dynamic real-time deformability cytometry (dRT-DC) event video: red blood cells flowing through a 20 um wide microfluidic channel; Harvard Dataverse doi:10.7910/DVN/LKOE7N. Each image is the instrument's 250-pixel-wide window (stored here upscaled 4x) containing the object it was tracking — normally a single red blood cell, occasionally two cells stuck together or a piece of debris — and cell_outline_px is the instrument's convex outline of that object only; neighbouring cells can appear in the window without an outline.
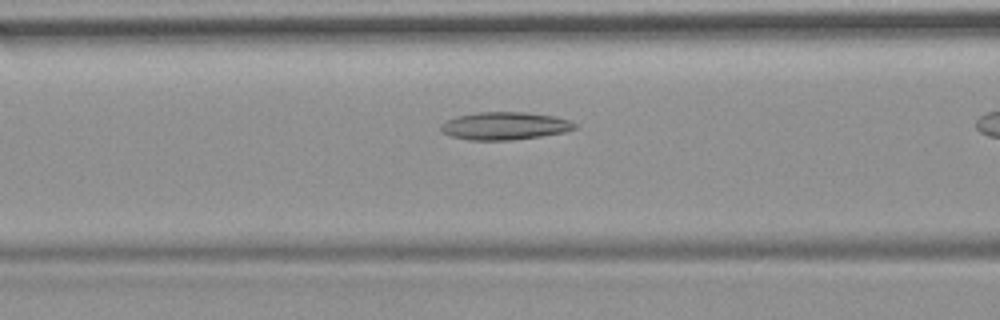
{"species": "common noctule bat (a hibernating species)", "species_latin": "Nyctalus noctula", "temperature_condition": "room temperature", "stored_images_in_passage": 17, "camera_frame_rate_fps": 3000, "um_per_image_px": 0.085, "animal": {"sex": "female", "body_mass_g": 19.9}, "frame": {"image": 1, "passage_image": 15, "time_ms": 4.667, "image_size_px": [1000, 320], "cell_outline_px": [[576, 128], [564, 132], [540, 136], [512, 140], [468, 140], [452, 136], [444, 132], [440, 128], [440, 124], [456, 116], [476, 112], [524, 112], [552, 116], [568, 120], [576, 124]], "centroid_in_image_um": [42.88, 10.7], "position_along_channel_um": 123.7, "area_um2": 21.44}}